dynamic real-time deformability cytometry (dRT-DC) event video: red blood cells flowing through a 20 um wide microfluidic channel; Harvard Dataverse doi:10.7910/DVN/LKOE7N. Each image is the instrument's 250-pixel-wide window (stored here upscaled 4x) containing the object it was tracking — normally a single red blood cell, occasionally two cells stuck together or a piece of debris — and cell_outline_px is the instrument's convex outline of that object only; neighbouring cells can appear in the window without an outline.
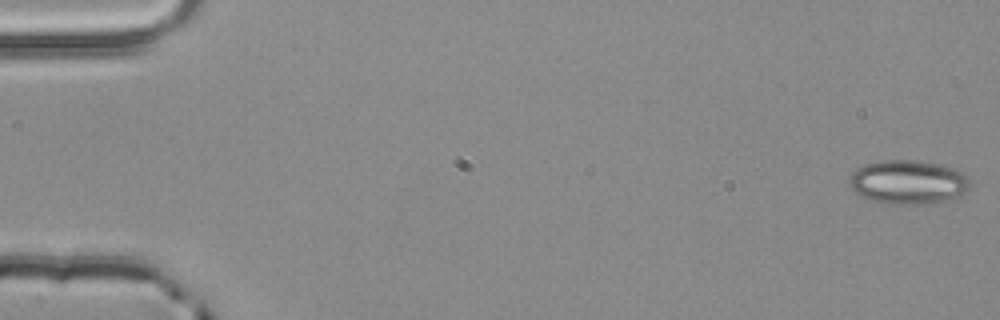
{"species": "common noctule bat (a hibernating species)", "species_latin": "Nyctalus noctula", "temperature_condition": "room temperature", "stored_images_in_passage": 3, "camera_frame_rate_fps": 3000, "um_per_image_px": 0.085, "animal": {"sex": "male", "body_mass_g": 20.4}, "frame": {"image": 1, "passage_image": 1, "time_ms": 0.0, "image_size_px": [1000, 320], "cell_outline_px": [[968, 188], [964, 192], [956, 196], [944, 200], [928, 204], [888, 204], [872, 200], [860, 196], [848, 184], [848, 176], [852, 172], [864, 164], [880, 160], [916, 160], [940, 164], [956, 168], [968, 180]], "centroid_in_image_um": [77.12, 15.47], "position_along_channel_um": 7.9, "area_um2": 30.87}}